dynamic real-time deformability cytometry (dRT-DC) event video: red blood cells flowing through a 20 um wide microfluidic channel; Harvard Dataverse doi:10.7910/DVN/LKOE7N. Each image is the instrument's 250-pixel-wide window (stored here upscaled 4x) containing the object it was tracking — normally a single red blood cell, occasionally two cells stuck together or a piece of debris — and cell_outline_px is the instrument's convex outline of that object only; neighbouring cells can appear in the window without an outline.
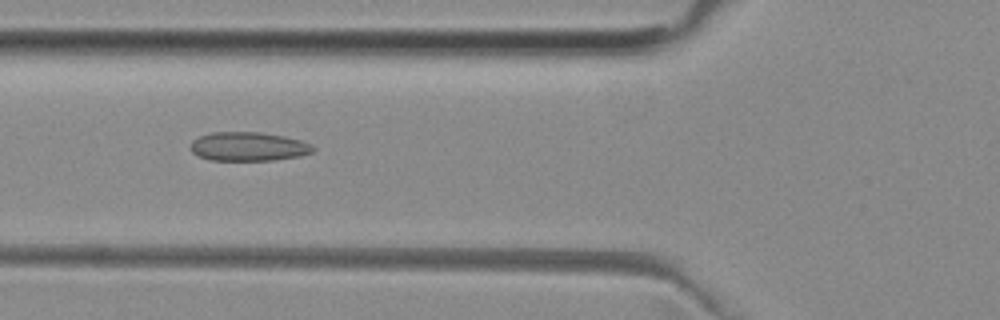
{"species": "common noctule bat (a hibernating species)", "species_latin": "Nyctalus noctula", "temperature_condition": "room temperature", "stored_images_in_passage": 46, "camera_frame_rate_fps": 3000, "um_per_image_px": 0.085, "animal": {"sex": "female", "body_mass_g": 29.2, "forearm_length_mm": 56.3}, "frame": {"image": 1, "passage_image": 16, "time_ms": 5.0, "image_size_px": [1000, 320], "cell_outline_px": [[316, 148], [312, 152], [300, 156], [272, 160], [208, 160], [196, 156], [192, 152], [192, 140], [200, 136], [212, 132], [260, 132], [284, 136], [300, 140], [312, 144]], "centroid_in_image_um": [21.12, 12.46], "position_along_channel_um": 104.7, "area_um2": 20.69}}
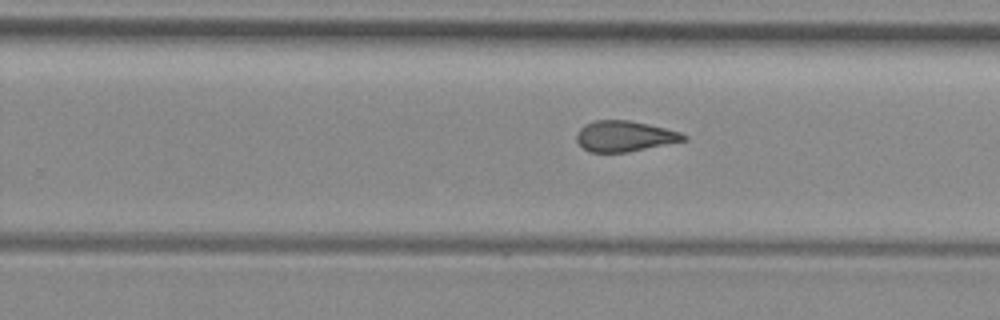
{"frame": {"image": 2, "passage_image": 29, "time_ms": 9.333, "image_size_px": [1000, 320], "cell_outline_px": [[688, 140], [628, 152], [588, 152], [576, 140], [576, 132], [584, 124], [596, 120], [628, 120], [648, 124], [680, 132], [688, 136]], "centroid_in_image_um": [53.08, 11.58], "position_along_channel_um": 276.7, "area_um2": 19.19}}
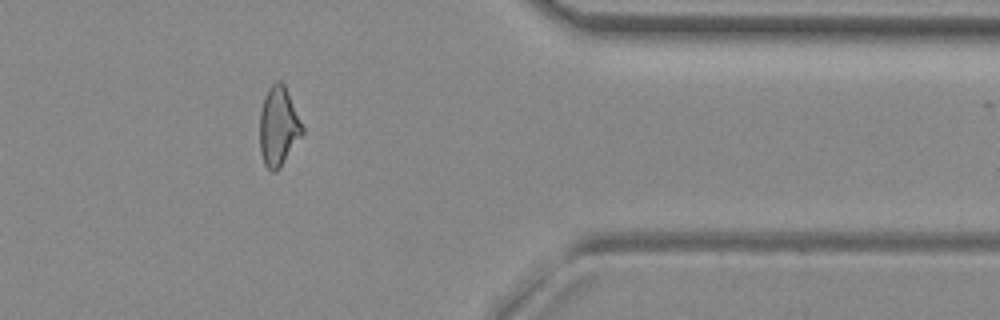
{"frame": {"image": 3, "passage_image": 39, "time_ms": 12.667, "image_size_px": [1000, 320], "cell_outline_px": [[304, 132], [280, 168], [276, 172], [272, 172], [264, 164], [260, 152], [260, 112], [264, 96], [268, 88], [276, 80], [280, 80], [284, 84], [304, 128]], "centroid_in_image_um": [23.66, 10.75], "position_along_channel_um": 387.7, "area_um2": 19.65}}